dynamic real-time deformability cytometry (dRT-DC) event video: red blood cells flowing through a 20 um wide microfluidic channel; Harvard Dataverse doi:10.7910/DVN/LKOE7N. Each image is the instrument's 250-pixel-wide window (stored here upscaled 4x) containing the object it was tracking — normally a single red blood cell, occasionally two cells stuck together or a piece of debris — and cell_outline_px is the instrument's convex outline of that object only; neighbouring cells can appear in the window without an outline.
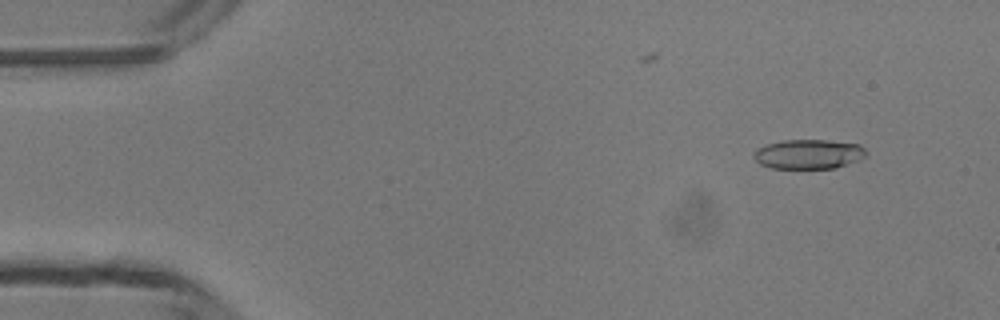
{"species": "common noctule bat (a hibernating species)", "species_latin": "Nyctalus noctula", "temperature_condition": "room temperature", "stored_images_in_passage": 49, "camera_frame_rate_fps": 3000, "um_per_image_px": 0.085, "animal": {"sex": "male", "body_mass_g": 13.3}, "frame": {"image": 1, "passage_image": 5, "time_ms": 1.333, "image_size_px": [1000, 320], "cell_outline_px": [[868, 156], [836, 168], [772, 168], [760, 164], [752, 156], [752, 152], [756, 148], [764, 144], [784, 140], [828, 140], [860, 144], [868, 152]], "centroid_in_image_um": [68.72, 13.09], "position_along_channel_um": 16.3, "area_um2": 19.59}}
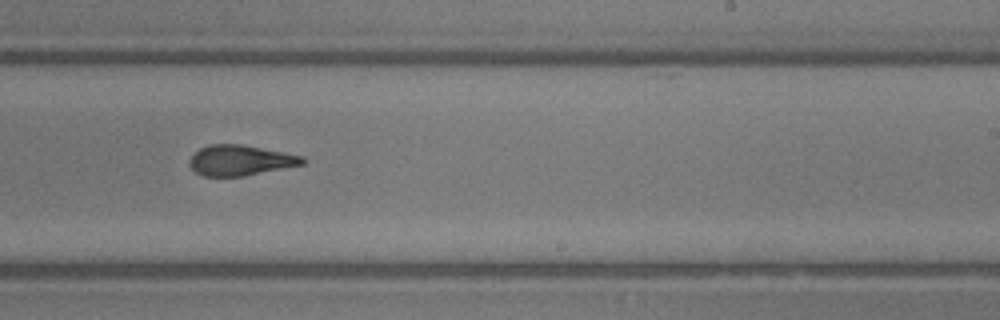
{"frame": {"image": 2, "passage_image": 30, "time_ms": 9.667, "image_size_px": [1000, 320], "cell_outline_px": [[304, 164], [244, 176], [204, 176], [196, 172], [188, 164], [188, 160], [200, 148], [208, 144], [240, 144], [284, 152], [304, 156]], "centroid_in_image_um": [20.41, 13.62], "position_along_channel_um": 268.6, "area_um2": 19.94}}
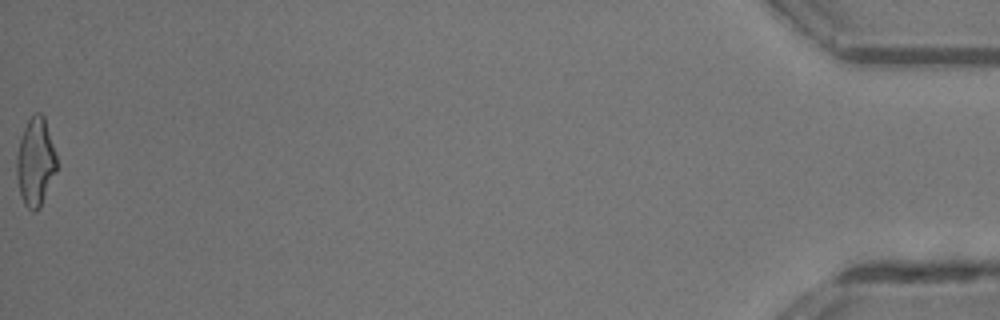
{"frame": {"image": 3, "passage_image": 49, "time_ms": 16.0, "image_size_px": [1000, 320], "cell_outline_px": [[56, 172], [40, 208], [36, 212], [32, 212], [24, 204], [20, 196], [16, 176], [16, 156], [20, 140], [24, 128], [28, 120], [36, 112], [40, 112], [44, 116], [56, 152]], "centroid_in_image_um": [3.01, 13.8], "position_along_channel_um": 432.2, "area_um2": 20.75}, "authors_computed_cell_mechanics": {"area_um2": 20.4612, "velocity_mm_per_s": 4.2674, "shape_relaxation_time_tau1_ms": 7.1138, "shape_relaxation_time_tau2_ms": 2.1128, "deformation_change_tau1": 0.2546, "deformation_change_tau2": 0.1226}}